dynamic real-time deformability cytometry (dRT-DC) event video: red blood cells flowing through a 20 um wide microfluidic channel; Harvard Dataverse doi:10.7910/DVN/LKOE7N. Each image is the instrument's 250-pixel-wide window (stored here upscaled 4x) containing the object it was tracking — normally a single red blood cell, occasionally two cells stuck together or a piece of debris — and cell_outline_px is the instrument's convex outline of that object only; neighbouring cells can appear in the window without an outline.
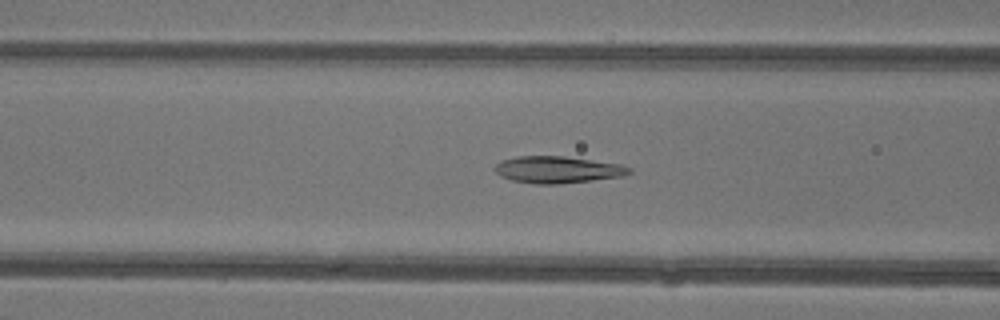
{"species": "common noctule bat (a hibernating species)", "species_latin": "Nyctalus noctula", "temperature_condition": "warm", "stored_images_in_passage": 44, "camera_frame_rate_fps": 3000, "um_per_image_px": 0.085, "animal": {"sex": "female"}, "frame": {"image": 1, "passage_image": 19, "time_ms": 6.0, "image_size_px": [1000, 320], "cell_outline_px": [[632, 172], [624, 176], [560, 184], [532, 184], [512, 180], [500, 176], [496, 172], [496, 164], [500, 160], [516, 156], [564, 156], [620, 164], [632, 168]], "centroid_in_image_um": [47.39, 14.42], "position_along_channel_um": 119.2, "area_um2": 21.1}}
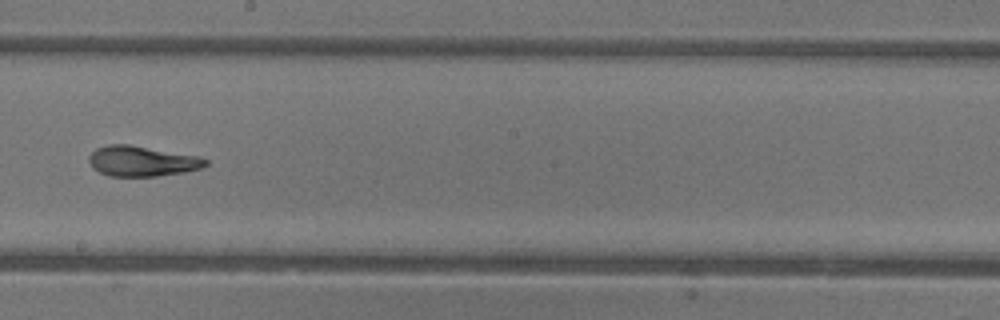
{"frame": {"image": 2, "passage_image": 27, "time_ms": 8.667, "image_size_px": [1000, 320], "cell_outline_px": [[208, 164], [204, 168], [184, 172], [156, 176], [108, 176], [92, 168], [88, 160], [88, 156], [96, 148], [108, 144], [128, 144], [200, 156], [208, 160]], "centroid_in_image_um": [12.08, 13.69], "position_along_channel_um": 236.1, "area_um2": 20.81}}
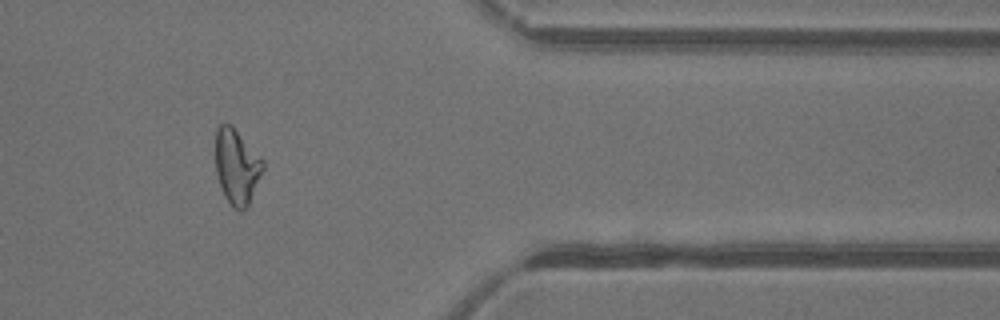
{"frame": {"image": 3, "passage_image": 39, "time_ms": 12.667, "image_size_px": [1000, 320], "cell_outline_px": [[264, 168], [248, 204], [244, 212], [240, 212], [228, 200], [220, 188], [216, 172], [216, 128], [220, 124], [232, 124], [264, 160]], "centroid_in_image_um": [20.13, 14.12], "position_along_channel_um": 391.3, "area_um2": 20.69}}